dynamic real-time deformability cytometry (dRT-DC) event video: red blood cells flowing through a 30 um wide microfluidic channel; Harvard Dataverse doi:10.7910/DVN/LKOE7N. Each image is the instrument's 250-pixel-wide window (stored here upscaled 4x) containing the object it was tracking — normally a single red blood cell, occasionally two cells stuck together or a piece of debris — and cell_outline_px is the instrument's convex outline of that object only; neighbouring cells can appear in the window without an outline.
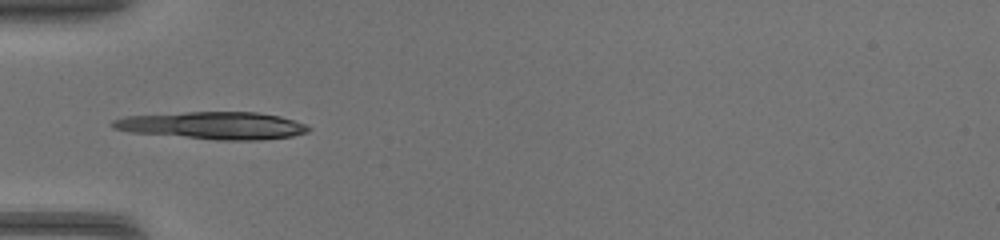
{"species": "common noctule bat (a hibernating species)", "species_latin": "Nyctalus noctula", "temperature_condition": "warm", "stored_images_in_passage": 28, "camera_frame_rate_fps": 3000, "um_per_image_px": 0.085, "animal": {"sex": "female", "body_mass_g": 17.0, "forearm_length_mm": 48.0}, "frame": {"image": 1, "passage_image": 1, "time_ms": 0.0, "image_size_px": [1000, 240], "cell_outline_px": [[312, 128], [308, 132], [292, 136], [260, 140], [216, 140], [132, 132], [112, 128], [112, 120], [124, 116], [184, 112], [256, 112], [280, 116], [304, 124]], "centroid_in_image_um": [18.1, 10.67], "position_along_channel_um": 66.9, "area_um2": 31.21}}
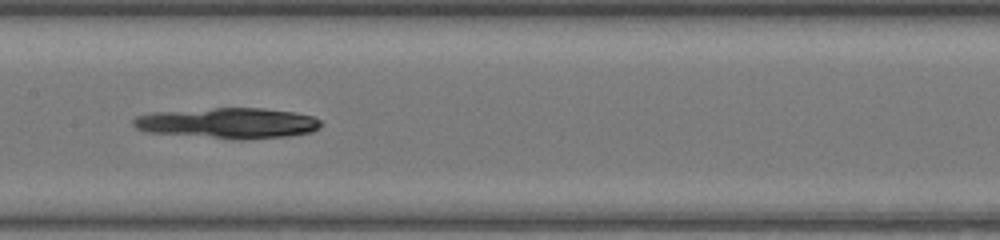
{"frame": {"image": 2, "passage_image": 9, "time_ms": 2.667, "image_size_px": [1000, 240], "cell_outline_px": [[324, 124], [320, 128], [312, 132], [288, 136], [248, 140], [240, 140], [148, 132], [136, 128], [132, 124], [132, 120], [136, 116], [152, 112], [216, 108], [264, 108], [292, 112], [312, 116], [320, 120]], "centroid_in_image_um": [19.41, 10.47], "position_along_channel_um": 188.0, "area_um2": 33.7}}
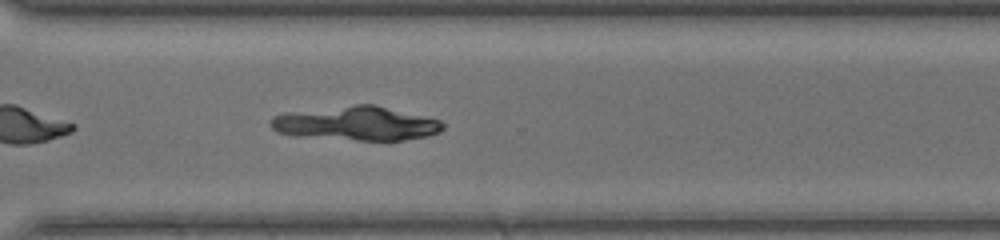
{"frame": {"image": 3, "passage_image": 19, "time_ms": 6.0, "image_size_px": [1000, 240], "cell_outline_px": [[444, 128], [440, 132], [428, 136], [404, 140], [356, 140], [296, 136], [276, 132], [268, 124], [272, 116], [288, 112], [356, 104], [372, 104], [440, 120], [444, 124]], "centroid_in_image_um": [30.26, 10.5], "position_along_channel_um": 340.3, "area_um2": 34.16}}